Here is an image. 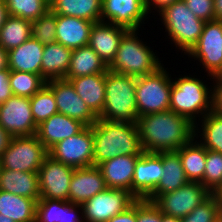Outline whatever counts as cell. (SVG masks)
Listing matches in <instances>:
<instances>
[{"label": "cell", "instance_id": "f546056e", "mask_svg": "<svg viewBox=\"0 0 222 222\" xmlns=\"http://www.w3.org/2000/svg\"><path fill=\"white\" fill-rule=\"evenodd\" d=\"M50 10L56 15L98 22L101 21L102 0H55L50 6Z\"/></svg>", "mask_w": 222, "mask_h": 222}, {"label": "cell", "instance_id": "f1b7e54d", "mask_svg": "<svg viewBox=\"0 0 222 222\" xmlns=\"http://www.w3.org/2000/svg\"><path fill=\"white\" fill-rule=\"evenodd\" d=\"M196 139L183 145L176 152L180 156L181 164L190 182H201L206 167L207 149ZM195 141V142H194Z\"/></svg>", "mask_w": 222, "mask_h": 222}, {"label": "cell", "instance_id": "8fae6325", "mask_svg": "<svg viewBox=\"0 0 222 222\" xmlns=\"http://www.w3.org/2000/svg\"><path fill=\"white\" fill-rule=\"evenodd\" d=\"M212 193L200 182H188L173 192L161 194L153 203L167 216L183 218Z\"/></svg>", "mask_w": 222, "mask_h": 222}, {"label": "cell", "instance_id": "9c48e42d", "mask_svg": "<svg viewBox=\"0 0 222 222\" xmlns=\"http://www.w3.org/2000/svg\"><path fill=\"white\" fill-rule=\"evenodd\" d=\"M138 199L128 190L106 188L82 204L83 222H107Z\"/></svg>", "mask_w": 222, "mask_h": 222}, {"label": "cell", "instance_id": "2e32d148", "mask_svg": "<svg viewBox=\"0 0 222 222\" xmlns=\"http://www.w3.org/2000/svg\"><path fill=\"white\" fill-rule=\"evenodd\" d=\"M147 15L144 0H102L101 21L128 30H138Z\"/></svg>", "mask_w": 222, "mask_h": 222}, {"label": "cell", "instance_id": "ba28073f", "mask_svg": "<svg viewBox=\"0 0 222 222\" xmlns=\"http://www.w3.org/2000/svg\"><path fill=\"white\" fill-rule=\"evenodd\" d=\"M48 155V149L36 134L15 136L2 153L0 167L13 171L38 172Z\"/></svg>", "mask_w": 222, "mask_h": 222}, {"label": "cell", "instance_id": "7a4b0ae2", "mask_svg": "<svg viewBox=\"0 0 222 222\" xmlns=\"http://www.w3.org/2000/svg\"><path fill=\"white\" fill-rule=\"evenodd\" d=\"M92 131L94 166L120 155H141L143 152L136 123L98 119Z\"/></svg>", "mask_w": 222, "mask_h": 222}, {"label": "cell", "instance_id": "277c9868", "mask_svg": "<svg viewBox=\"0 0 222 222\" xmlns=\"http://www.w3.org/2000/svg\"><path fill=\"white\" fill-rule=\"evenodd\" d=\"M137 30H128L120 40L119 48L108 70L138 78L155 73L162 65L153 50L137 36Z\"/></svg>", "mask_w": 222, "mask_h": 222}, {"label": "cell", "instance_id": "7402d4cb", "mask_svg": "<svg viewBox=\"0 0 222 222\" xmlns=\"http://www.w3.org/2000/svg\"><path fill=\"white\" fill-rule=\"evenodd\" d=\"M93 24L82 18L56 15V42L71 49L87 46Z\"/></svg>", "mask_w": 222, "mask_h": 222}, {"label": "cell", "instance_id": "52a82bcc", "mask_svg": "<svg viewBox=\"0 0 222 222\" xmlns=\"http://www.w3.org/2000/svg\"><path fill=\"white\" fill-rule=\"evenodd\" d=\"M162 66L155 73L136 78L138 117L170 110L172 78Z\"/></svg>", "mask_w": 222, "mask_h": 222}, {"label": "cell", "instance_id": "b9f144b4", "mask_svg": "<svg viewBox=\"0 0 222 222\" xmlns=\"http://www.w3.org/2000/svg\"><path fill=\"white\" fill-rule=\"evenodd\" d=\"M137 222H161V211L147 200H137Z\"/></svg>", "mask_w": 222, "mask_h": 222}, {"label": "cell", "instance_id": "6f0895ef", "mask_svg": "<svg viewBox=\"0 0 222 222\" xmlns=\"http://www.w3.org/2000/svg\"><path fill=\"white\" fill-rule=\"evenodd\" d=\"M48 5L51 6V4L55 1V0H44Z\"/></svg>", "mask_w": 222, "mask_h": 222}, {"label": "cell", "instance_id": "ee69618b", "mask_svg": "<svg viewBox=\"0 0 222 222\" xmlns=\"http://www.w3.org/2000/svg\"><path fill=\"white\" fill-rule=\"evenodd\" d=\"M9 77V69H4L0 71V104L6 102L11 96H13L9 83Z\"/></svg>", "mask_w": 222, "mask_h": 222}, {"label": "cell", "instance_id": "f5cc1de1", "mask_svg": "<svg viewBox=\"0 0 222 222\" xmlns=\"http://www.w3.org/2000/svg\"><path fill=\"white\" fill-rule=\"evenodd\" d=\"M161 222H180V219L173 216H167L161 213Z\"/></svg>", "mask_w": 222, "mask_h": 222}, {"label": "cell", "instance_id": "7dc6e473", "mask_svg": "<svg viewBox=\"0 0 222 222\" xmlns=\"http://www.w3.org/2000/svg\"><path fill=\"white\" fill-rule=\"evenodd\" d=\"M178 0H144L145 3V7L146 10L148 12V14H150L151 10H158L157 12L162 11L165 7L173 4L174 2H176ZM153 8V9H151Z\"/></svg>", "mask_w": 222, "mask_h": 222}, {"label": "cell", "instance_id": "4316f807", "mask_svg": "<svg viewBox=\"0 0 222 222\" xmlns=\"http://www.w3.org/2000/svg\"><path fill=\"white\" fill-rule=\"evenodd\" d=\"M72 49L54 42L44 45L41 76L46 80L64 79L68 72Z\"/></svg>", "mask_w": 222, "mask_h": 222}, {"label": "cell", "instance_id": "d6a6232c", "mask_svg": "<svg viewBox=\"0 0 222 222\" xmlns=\"http://www.w3.org/2000/svg\"><path fill=\"white\" fill-rule=\"evenodd\" d=\"M46 82L41 75L10 70L9 83L14 96L31 98Z\"/></svg>", "mask_w": 222, "mask_h": 222}, {"label": "cell", "instance_id": "9a60e30c", "mask_svg": "<svg viewBox=\"0 0 222 222\" xmlns=\"http://www.w3.org/2000/svg\"><path fill=\"white\" fill-rule=\"evenodd\" d=\"M46 85L54 93L58 113L73 118L85 126H92L96 123L98 117L76 93L69 80H50L46 82Z\"/></svg>", "mask_w": 222, "mask_h": 222}, {"label": "cell", "instance_id": "c3c4849f", "mask_svg": "<svg viewBox=\"0 0 222 222\" xmlns=\"http://www.w3.org/2000/svg\"><path fill=\"white\" fill-rule=\"evenodd\" d=\"M12 139V136L7 133L1 126H0V158L2 153L6 150L9 146V143Z\"/></svg>", "mask_w": 222, "mask_h": 222}, {"label": "cell", "instance_id": "5b68a950", "mask_svg": "<svg viewBox=\"0 0 222 222\" xmlns=\"http://www.w3.org/2000/svg\"><path fill=\"white\" fill-rule=\"evenodd\" d=\"M136 78L108 70L105 73V104L98 119L136 123Z\"/></svg>", "mask_w": 222, "mask_h": 222}, {"label": "cell", "instance_id": "44dd1931", "mask_svg": "<svg viewBox=\"0 0 222 222\" xmlns=\"http://www.w3.org/2000/svg\"><path fill=\"white\" fill-rule=\"evenodd\" d=\"M86 126L64 114H54L37 127L36 135L49 150L59 141L65 140L81 132Z\"/></svg>", "mask_w": 222, "mask_h": 222}, {"label": "cell", "instance_id": "db71d44e", "mask_svg": "<svg viewBox=\"0 0 222 222\" xmlns=\"http://www.w3.org/2000/svg\"><path fill=\"white\" fill-rule=\"evenodd\" d=\"M212 79L215 82H222V67L215 73Z\"/></svg>", "mask_w": 222, "mask_h": 222}, {"label": "cell", "instance_id": "5bb4252c", "mask_svg": "<svg viewBox=\"0 0 222 222\" xmlns=\"http://www.w3.org/2000/svg\"><path fill=\"white\" fill-rule=\"evenodd\" d=\"M74 170L48 155L38 170L40 198L68 201Z\"/></svg>", "mask_w": 222, "mask_h": 222}, {"label": "cell", "instance_id": "4dcf8cb0", "mask_svg": "<svg viewBox=\"0 0 222 222\" xmlns=\"http://www.w3.org/2000/svg\"><path fill=\"white\" fill-rule=\"evenodd\" d=\"M0 214L15 222H35L36 201L0 190Z\"/></svg>", "mask_w": 222, "mask_h": 222}, {"label": "cell", "instance_id": "f35d334b", "mask_svg": "<svg viewBox=\"0 0 222 222\" xmlns=\"http://www.w3.org/2000/svg\"><path fill=\"white\" fill-rule=\"evenodd\" d=\"M31 37L43 45L56 42V14L49 10L32 22Z\"/></svg>", "mask_w": 222, "mask_h": 222}, {"label": "cell", "instance_id": "4fadbf2b", "mask_svg": "<svg viewBox=\"0 0 222 222\" xmlns=\"http://www.w3.org/2000/svg\"><path fill=\"white\" fill-rule=\"evenodd\" d=\"M0 126L12 137L36 134L30 98L13 95L0 104Z\"/></svg>", "mask_w": 222, "mask_h": 222}, {"label": "cell", "instance_id": "d6986e66", "mask_svg": "<svg viewBox=\"0 0 222 222\" xmlns=\"http://www.w3.org/2000/svg\"><path fill=\"white\" fill-rule=\"evenodd\" d=\"M106 188L102 172L98 166L76 168L69 184L68 201L82 205Z\"/></svg>", "mask_w": 222, "mask_h": 222}, {"label": "cell", "instance_id": "836d02e7", "mask_svg": "<svg viewBox=\"0 0 222 222\" xmlns=\"http://www.w3.org/2000/svg\"><path fill=\"white\" fill-rule=\"evenodd\" d=\"M200 143L207 149L222 154V117L209 112L201 119Z\"/></svg>", "mask_w": 222, "mask_h": 222}, {"label": "cell", "instance_id": "11a10c76", "mask_svg": "<svg viewBox=\"0 0 222 222\" xmlns=\"http://www.w3.org/2000/svg\"><path fill=\"white\" fill-rule=\"evenodd\" d=\"M0 222H15V221H13L7 216H3L2 214H0Z\"/></svg>", "mask_w": 222, "mask_h": 222}, {"label": "cell", "instance_id": "30bf717a", "mask_svg": "<svg viewBox=\"0 0 222 222\" xmlns=\"http://www.w3.org/2000/svg\"><path fill=\"white\" fill-rule=\"evenodd\" d=\"M94 139L92 126L59 141L49 150V156L72 168L93 166Z\"/></svg>", "mask_w": 222, "mask_h": 222}, {"label": "cell", "instance_id": "d4e9b609", "mask_svg": "<svg viewBox=\"0 0 222 222\" xmlns=\"http://www.w3.org/2000/svg\"><path fill=\"white\" fill-rule=\"evenodd\" d=\"M0 190L18 196L40 198L38 172L13 171L0 167Z\"/></svg>", "mask_w": 222, "mask_h": 222}, {"label": "cell", "instance_id": "e0dca14e", "mask_svg": "<svg viewBox=\"0 0 222 222\" xmlns=\"http://www.w3.org/2000/svg\"><path fill=\"white\" fill-rule=\"evenodd\" d=\"M164 174L162 158L157 152L143 151L135 163L133 195L145 200L159 184Z\"/></svg>", "mask_w": 222, "mask_h": 222}, {"label": "cell", "instance_id": "3957f363", "mask_svg": "<svg viewBox=\"0 0 222 222\" xmlns=\"http://www.w3.org/2000/svg\"><path fill=\"white\" fill-rule=\"evenodd\" d=\"M173 80L170 92V110L195 124V137L198 139V133L201 131H198L196 118L199 117L200 120V117L203 118L212 111V87L209 89L204 81L190 75L180 76Z\"/></svg>", "mask_w": 222, "mask_h": 222}, {"label": "cell", "instance_id": "83f0119b", "mask_svg": "<svg viewBox=\"0 0 222 222\" xmlns=\"http://www.w3.org/2000/svg\"><path fill=\"white\" fill-rule=\"evenodd\" d=\"M107 71L108 66L105 62L87 45L72 49L68 72L64 79L106 73Z\"/></svg>", "mask_w": 222, "mask_h": 222}, {"label": "cell", "instance_id": "816d5d0a", "mask_svg": "<svg viewBox=\"0 0 222 222\" xmlns=\"http://www.w3.org/2000/svg\"><path fill=\"white\" fill-rule=\"evenodd\" d=\"M215 20L222 21V0H214Z\"/></svg>", "mask_w": 222, "mask_h": 222}, {"label": "cell", "instance_id": "7c38bea8", "mask_svg": "<svg viewBox=\"0 0 222 222\" xmlns=\"http://www.w3.org/2000/svg\"><path fill=\"white\" fill-rule=\"evenodd\" d=\"M187 55L201 62L207 77L212 78L222 67V21L205 22L197 43Z\"/></svg>", "mask_w": 222, "mask_h": 222}, {"label": "cell", "instance_id": "8992f818", "mask_svg": "<svg viewBox=\"0 0 222 222\" xmlns=\"http://www.w3.org/2000/svg\"><path fill=\"white\" fill-rule=\"evenodd\" d=\"M159 15L168 38L186 55L197 43L205 21L193 14L183 0L165 7Z\"/></svg>", "mask_w": 222, "mask_h": 222}, {"label": "cell", "instance_id": "681fc988", "mask_svg": "<svg viewBox=\"0 0 222 222\" xmlns=\"http://www.w3.org/2000/svg\"><path fill=\"white\" fill-rule=\"evenodd\" d=\"M8 68V51L0 45V71Z\"/></svg>", "mask_w": 222, "mask_h": 222}, {"label": "cell", "instance_id": "484cf974", "mask_svg": "<svg viewBox=\"0 0 222 222\" xmlns=\"http://www.w3.org/2000/svg\"><path fill=\"white\" fill-rule=\"evenodd\" d=\"M68 80L90 110L99 117L105 104V73L79 76Z\"/></svg>", "mask_w": 222, "mask_h": 222}, {"label": "cell", "instance_id": "8d00e7d4", "mask_svg": "<svg viewBox=\"0 0 222 222\" xmlns=\"http://www.w3.org/2000/svg\"><path fill=\"white\" fill-rule=\"evenodd\" d=\"M212 194H218L222 190V154L207 150L206 167L203 180L200 182Z\"/></svg>", "mask_w": 222, "mask_h": 222}, {"label": "cell", "instance_id": "680465c9", "mask_svg": "<svg viewBox=\"0 0 222 222\" xmlns=\"http://www.w3.org/2000/svg\"><path fill=\"white\" fill-rule=\"evenodd\" d=\"M219 197H220V200L222 202V190L218 193Z\"/></svg>", "mask_w": 222, "mask_h": 222}, {"label": "cell", "instance_id": "1f68e13d", "mask_svg": "<svg viewBox=\"0 0 222 222\" xmlns=\"http://www.w3.org/2000/svg\"><path fill=\"white\" fill-rule=\"evenodd\" d=\"M32 22L20 17L8 16L0 29V45L9 51L31 38Z\"/></svg>", "mask_w": 222, "mask_h": 222}, {"label": "cell", "instance_id": "d590c367", "mask_svg": "<svg viewBox=\"0 0 222 222\" xmlns=\"http://www.w3.org/2000/svg\"><path fill=\"white\" fill-rule=\"evenodd\" d=\"M8 14L34 22L50 10L44 0H4Z\"/></svg>", "mask_w": 222, "mask_h": 222}, {"label": "cell", "instance_id": "bcb514c9", "mask_svg": "<svg viewBox=\"0 0 222 222\" xmlns=\"http://www.w3.org/2000/svg\"><path fill=\"white\" fill-rule=\"evenodd\" d=\"M107 222H137V201L125 212L113 216Z\"/></svg>", "mask_w": 222, "mask_h": 222}, {"label": "cell", "instance_id": "7bdbcfd3", "mask_svg": "<svg viewBox=\"0 0 222 222\" xmlns=\"http://www.w3.org/2000/svg\"><path fill=\"white\" fill-rule=\"evenodd\" d=\"M78 213L81 215L79 216ZM82 219V205L61 200V216L58 222H83Z\"/></svg>", "mask_w": 222, "mask_h": 222}, {"label": "cell", "instance_id": "603a6c76", "mask_svg": "<svg viewBox=\"0 0 222 222\" xmlns=\"http://www.w3.org/2000/svg\"><path fill=\"white\" fill-rule=\"evenodd\" d=\"M157 153L162 158L164 174L155 190L145 199L150 202H154L161 194L173 192L189 182L176 151Z\"/></svg>", "mask_w": 222, "mask_h": 222}, {"label": "cell", "instance_id": "ac0fdd59", "mask_svg": "<svg viewBox=\"0 0 222 222\" xmlns=\"http://www.w3.org/2000/svg\"><path fill=\"white\" fill-rule=\"evenodd\" d=\"M127 31L128 29L110 22H94L88 46L109 66L115 58L120 40Z\"/></svg>", "mask_w": 222, "mask_h": 222}, {"label": "cell", "instance_id": "ab89813d", "mask_svg": "<svg viewBox=\"0 0 222 222\" xmlns=\"http://www.w3.org/2000/svg\"><path fill=\"white\" fill-rule=\"evenodd\" d=\"M61 216V200L39 198L36 202L35 222H58Z\"/></svg>", "mask_w": 222, "mask_h": 222}, {"label": "cell", "instance_id": "ffe728a7", "mask_svg": "<svg viewBox=\"0 0 222 222\" xmlns=\"http://www.w3.org/2000/svg\"><path fill=\"white\" fill-rule=\"evenodd\" d=\"M140 155H120L98 165L107 188L128 190L133 194L135 163Z\"/></svg>", "mask_w": 222, "mask_h": 222}, {"label": "cell", "instance_id": "f907efd6", "mask_svg": "<svg viewBox=\"0 0 222 222\" xmlns=\"http://www.w3.org/2000/svg\"><path fill=\"white\" fill-rule=\"evenodd\" d=\"M8 16L9 14L6 3L4 0H0V29L2 28Z\"/></svg>", "mask_w": 222, "mask_h": 222}, {"label": "cell", "instance_id": "60d3db41", "mask_svg": "<svg viewBox=\"0 0 222 222\" xmlns=\"http://www.w3.org/2000/svg\"><path fill=\"white\" fill-rule=\"evenodd\" d=\"M187 7L198 18L207 21L215 20L214 0H183Z\"/></svg>", "mask_w": 222, "mask_h": 222}, {"label": "cell", "instance_id": "74e56055", "mask_svg": "<svg viewBox=\"0 0 222 222\" xmlns=\"http://www.w3.org/2000/svg\"><path fill=\"white\" fill-rule=\"evenodd\" d=\"M220 201L218 194H211L188 215L181 218L180 222H217Z\"/></svg>", "mask_w": 222, "mask_h": 222}, {"label": "cell", "instance_id": "9f6ffc18", "mask_svg": "<svg viewBox=\"0 0 222 222\" xmlns=\"http://www.w3.org/2000/svg\"><path fill=\"white\" fill-rule=\"evenodd\" d=\"M218 221L222 222V202L220 201V207L218 211Z\"/></svg>", "mask_w": 222, "mask_h": 222}, {"label": "cell", "instance_id": "f6af8a7d", "mask_svg": "<svg viewBox=\"0 0 222 222\" xmlns=\"http://www.w3.org/2000/svg\"><path fill=\"white\" fill-rule=\"evenodd\" d=\"M212 87V112L222 117V82H213Z\"/></svg>", "mask_w": 222, "mask_h": 222}, {"label": "cell", "instance_id": "e575fe53", "mask_svg": "<svg viewBox=\"0 0 222 222\" xmlns=\"http://www.w3.org/2000/svg\"><path fill=\"white\" fill-rule=\"evenodd\" d=\"M30 102L32 116L37 126L58 113L54 93L47 85L35 93Z\"/></svg>", "mask_w": 222, "mask_h": 222}, {"label": "cell", "instance_id": "6da1fadb", "mask_svg": "<svg viewBox=\"0 0 222 222\" xmlns=\"http://www.w3.org/2000/svg\"><path fill=\"white\" fill-rule=\"evenodd\" d=\"M136 124L145 152L177 151L195 138V124L172 110L140 116Z\"/></svg>", "mask_w": 222, "mask_h": 222}, {"label": "cell", "instance_id": "cb8c5ba5", "mask_svg": "<svg viewBox=\"0 0 222 222\" xmlns=\"http://www.w3.org/2000/svg\"><path fill=\"white\" fill-rule=\"evenodd\" d=\"M44 45L32 37L8 51V68L11 71L41 75Z\"/></svg>", "mask_w": 222, "mask_h": 222}]
</instances>
